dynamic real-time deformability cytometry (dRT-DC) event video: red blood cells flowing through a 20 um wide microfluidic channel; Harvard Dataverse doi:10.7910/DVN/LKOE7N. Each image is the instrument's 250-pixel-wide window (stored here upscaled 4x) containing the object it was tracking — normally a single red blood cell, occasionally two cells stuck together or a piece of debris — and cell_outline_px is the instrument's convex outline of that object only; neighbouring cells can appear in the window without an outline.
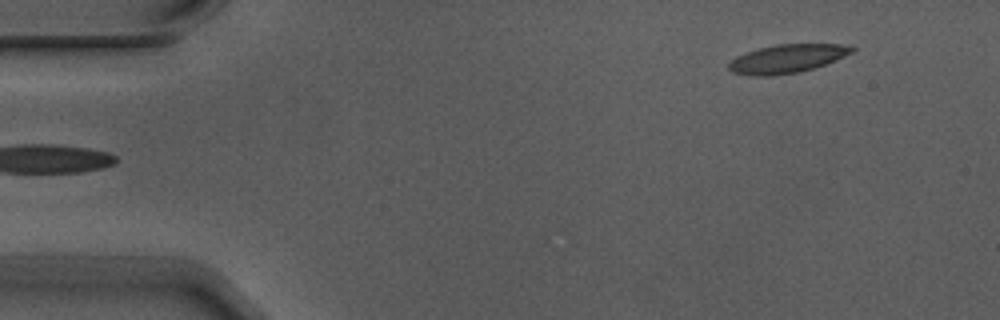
{"species": "Egyptian fruit bat (a non-hibernating species)", "species_latin": "Rousettus aegyptiacus", "temperature_condition": "warm", "stored_images_in_passage": 4, "segment_of_instrument_passage": [2, 2], "camera_frame_rate_fps": 3000, "um_per_image_px": 0.085, "animal": {"sex": "male"}, "frame": {"image": 1, "passage_image": 4, "time_ms": 1.0, "image_size_px": [1000, 320], "cell_outline_px": [[856, 48], [852, 52], [836, 60], [800, 72], [772, 76], [752, 76], [732, 72], [728, 68], [728, 64], [736, 56], [760, 48], [776, 44], [840, 44]], "centroid_in_image_um": [66.88, 5.0], "position_along_channel_um": 18.1, "area_um2": 20.29}}